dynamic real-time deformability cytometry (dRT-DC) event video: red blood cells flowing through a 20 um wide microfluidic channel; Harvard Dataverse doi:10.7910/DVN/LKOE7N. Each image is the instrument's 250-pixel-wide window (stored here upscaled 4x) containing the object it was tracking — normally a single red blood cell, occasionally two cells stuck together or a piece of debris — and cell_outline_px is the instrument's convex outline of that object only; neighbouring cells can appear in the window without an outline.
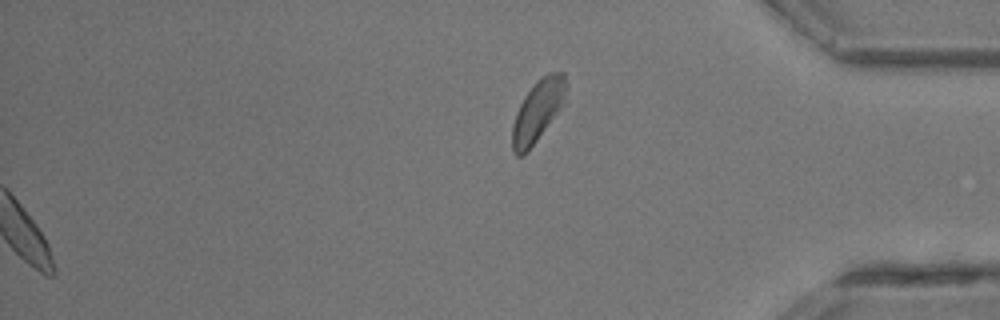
{"species": "common noctule bat (a hibernating species)", "species_latin": "Nyctalus noctula", "temperature_condition": "room temperature", "stored_images_in_passage": 29, "segment_of_instrument_passage": [2, 2], "camera_frame_rate_fps": 3000, "um_per_image_px": 0.085, "animal": {"sex": "male", "body_mass_g": 13.3}, "frame": {"image": 1, "passage_image": 29, "time_ms": 9.333, "image_size_px": [1000, 320], "cell_outline_px": [[568, 88], [564, 104], [528, 152], [520, 156], [516, 156], [512, 148], [512, 124], [516, 112], [524, 96], [536, 80], [540, 76], [548, 72], [564, 72], [568, 84]], "centroid_in_image_um": [45.73, 9.38], "position_along_channel_um": 389.5, "area_um2": 19.71}}